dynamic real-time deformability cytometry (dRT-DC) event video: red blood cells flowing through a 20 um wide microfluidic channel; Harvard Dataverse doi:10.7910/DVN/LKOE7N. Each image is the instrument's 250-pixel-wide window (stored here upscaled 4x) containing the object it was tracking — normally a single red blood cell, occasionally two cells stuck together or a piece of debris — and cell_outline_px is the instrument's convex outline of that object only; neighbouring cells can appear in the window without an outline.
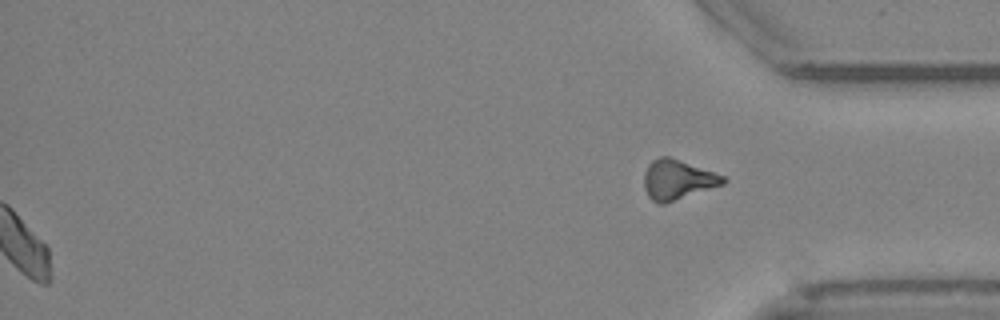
{"species": "Egyptian fruit bat (a non-hibernating species)", "species_latin": "Rousettus aegyptiacus", "temperature_condition": "cold", "stored_images_in_passage": 48, "segment_of_instrument_passage": [2, 2], "camera_frame_rate_fps": 3000, "um_per_image_px": 0.085, "animal": {"sex": "female"}, "frame": {"image": 1, "passage_image": 48, "time_ms": 15.667, "image_size_px": [1000, 320], "cell_outline_px": [[728, 180], [724, 184], [664, 204], [660, 204], [652, 200], [648, 196], [644, 188], [644, 172], [648, 164], [652, 160], [660, 156], [668, 156], [680, 160], [724, 176]], "centroid_in_image_um": [57.57, 15.27], "position_along_channel_um": 377.6, "area_um2": 18.26}}